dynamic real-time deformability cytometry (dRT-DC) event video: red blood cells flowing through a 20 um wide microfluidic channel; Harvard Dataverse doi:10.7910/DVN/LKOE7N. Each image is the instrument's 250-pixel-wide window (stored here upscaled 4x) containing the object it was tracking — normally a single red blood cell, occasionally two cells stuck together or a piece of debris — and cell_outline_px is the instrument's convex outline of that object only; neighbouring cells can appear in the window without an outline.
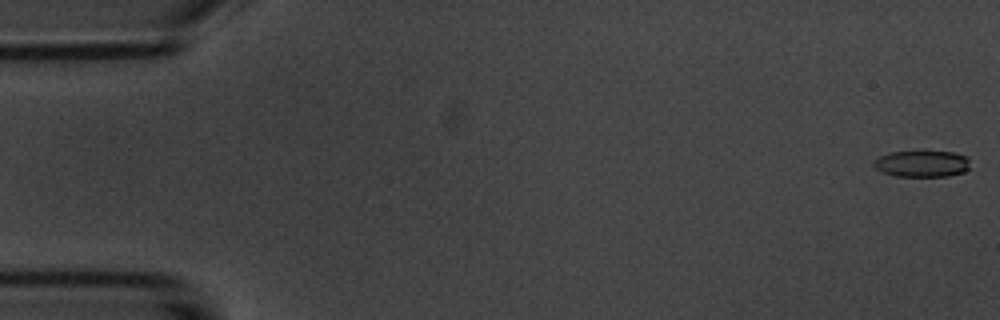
{"species": "common noctule bat (a hibernating species)", "species_latin": "Nyctalus noctula", "temperature_condition": "room temperature", "stored_images_in_passage": 6, "camera_frame_rate_fps": 3000, "um_per_image_px": 0.085, "animal": {"sex": "male", "body_mass_g": 20.1, "forearm_length_mm": 53.5}, "frame": {"image": 1, "passage_image": 1, "time_ms": 0.0, "image_size_px": [1000, 320], "cell_outline_px": [[968, 168], [964, 172], [948, 176], [896, 176], [884, 172], [876, 168], [872, 164], [872, 160], [880, 156], [892, 152], [956, 152], [968, 156]], "centroid_in_image_um": [78.37, 13.92], "position_along_channel_um": 6.6, "area_um2": 14.74}}
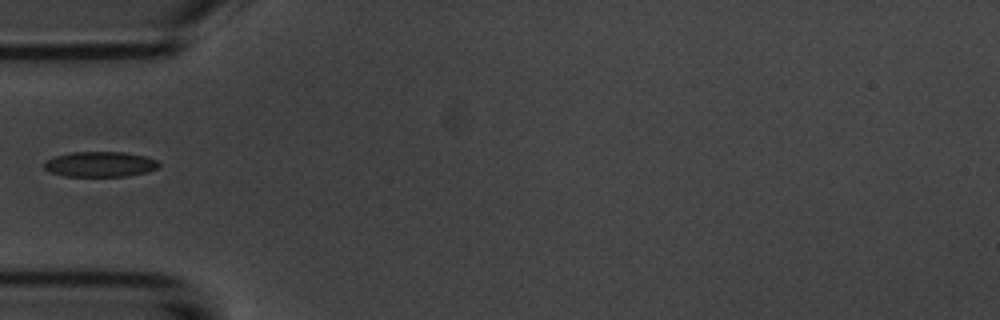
{"frame": {"image": 2, "passage_image": 5, "time_ms": 5.667, "image_size_px": [1000, 320], "cell_outline_px": [[160, 164], [156, 168], [148, 172], [128, 176], [64, 176], [52, 172], [44, 168], [44, 164], [48, 160], [56, 156], [72, 152], [124, 152], [144, 156], [156, 160]], "centroid_in_image_um": [8.53, 13.96], "position_along_channel_um": 76.5, "area_um2": 16.7}}
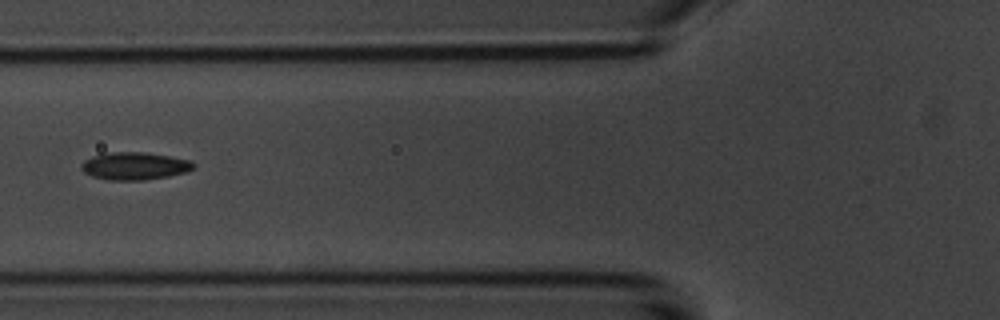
{"frame": {"image": 3, "passage_image": 6, "time_ms": 6.667, "image_size_px": [1000, 320], "cell_outline_px": [[196, 168], [188, 172], [168, 176], [144, 180], [108, 180], [92, 176], [84, 172], [80, 168], [80, 164], [84, 160], [92, 156], [112, 152], [144, 152], [192, 160], [196, 164]], "centroid_in_image_um": [11.47, 14.11], "position_along_channel_um": 114.3, "area_um2": 18.21}}